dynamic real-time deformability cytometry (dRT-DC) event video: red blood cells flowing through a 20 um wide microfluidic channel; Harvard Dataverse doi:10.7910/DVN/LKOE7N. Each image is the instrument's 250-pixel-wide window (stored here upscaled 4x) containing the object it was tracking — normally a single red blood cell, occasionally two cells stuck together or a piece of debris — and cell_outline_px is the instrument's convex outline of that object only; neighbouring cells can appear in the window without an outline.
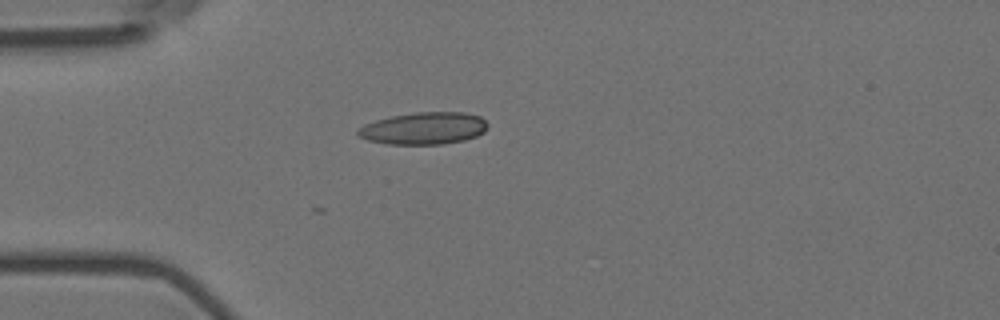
{"species": "Egyptian fruit bat (a non-hibernating species)", "species_latin": "Rousettus aegyptiacus", "temperature_condition": "room temperature", "stored_images_in_passage": 8, "camera_frame_rate_fps": 3000, "um_per_image_px": 0.085, "animal": {"sex": "female"}, "frame": {"image": 1, "passage_image": 1, "time_ms": 0.0, "image_size_px": [1000, 320], "cell_outline_px": [[488, 128], [484, 132], [476, 136], [464, 140], [444, 144], [388, 144], [368, 140], [356, 136], [356, 132], [364, 124], [376, 120], [392, 116], [416, 112], [464, 112], [480, 116], [488, 124]], "centroid_in_image_um": [36.03, 10.91], "position_along_channel_um": 49.0, "area_um2": 24.39}}
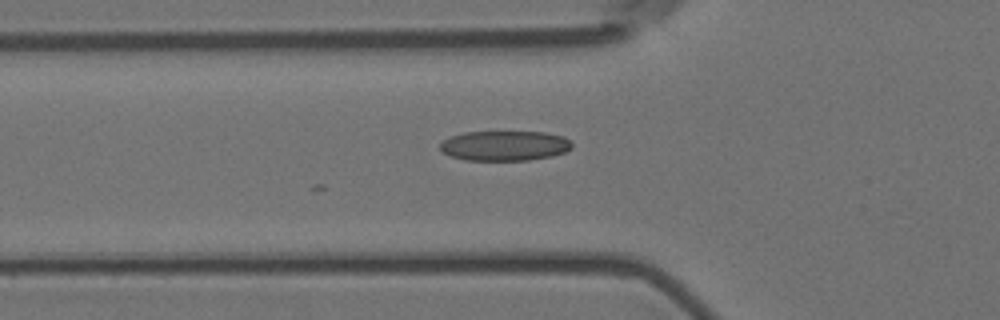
{"frame": {"image": 2, "passage_image": 5, "time_ms": 1.333, "image_size_px": [1000, 320], "cell_outline_px": [[572, 148], [564, 152], [552, 156], [528, 160], [464, 160], [452, 156], [444, 152], [440, 148], [440, 144], [444, 140], [452, 136], [464, 132], [544, 132], [564, 136], [572, 144]], "centroid_in_image_um": [42.92, 12.38], "position_along_channel_um": 82.9, "area_um2": 22.89}}
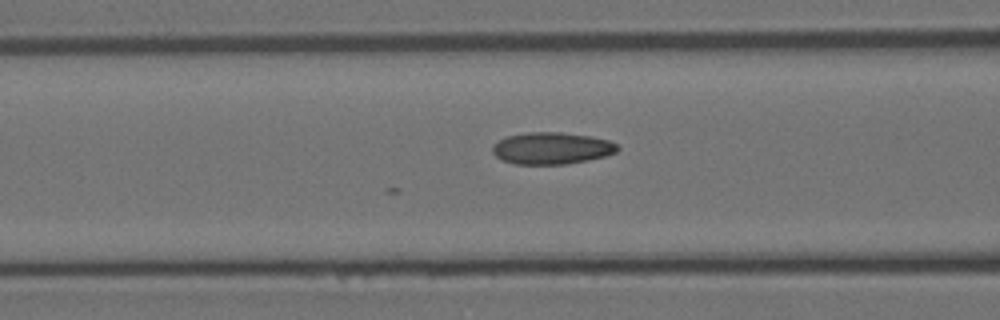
{"frame": {"image": 3, "passage_image": 8, "time_ms": 2.333, "image_size_px": [1000, 320], "cell_outline_px": [[620, 148], [616, 152], [604, 156], [588, 160], [564, 164], [512, 164], [500, 160], [492, 152], [492, 144], [508, 136], [528, 132], [560, 132], [588, 136], [608, 140], [616, 144]], "centroid_in_image_um": [46.85, 12.61], "position_along_channel_um": 119.7, "area_um2": 23.18}}